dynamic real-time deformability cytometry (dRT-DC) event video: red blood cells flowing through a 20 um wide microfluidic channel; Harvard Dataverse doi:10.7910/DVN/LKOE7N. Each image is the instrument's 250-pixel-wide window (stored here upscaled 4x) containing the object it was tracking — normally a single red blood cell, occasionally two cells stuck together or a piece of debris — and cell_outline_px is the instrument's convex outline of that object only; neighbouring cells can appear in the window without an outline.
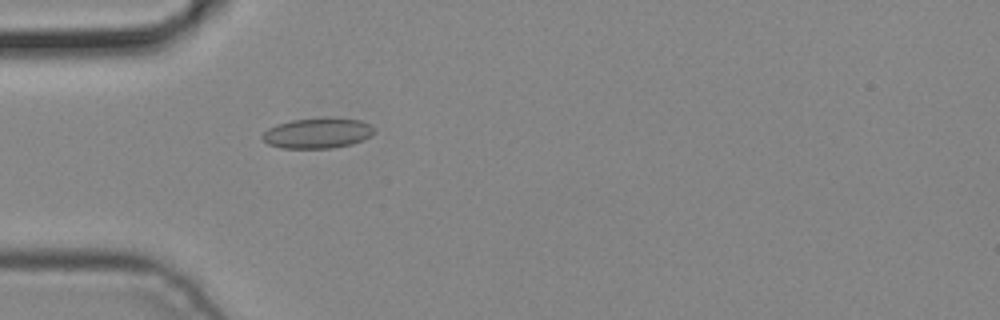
{"species": "common noctule bat (a hibernating species)", "species_latin": "Nyctalus noctula", "temperature_condition": "cold", "stored_images_in_passage": 1, "camera_frame_rate_fps": 3000, "um_per_image_px": 0.085, "animal": {"sex": "male", "body_mass_g": 19.2, "forearm_length_mm": 51.8}, "frame": {"image": 1, "passage_image": 1, "time_ms": 0.0, "image_size_px": [1000, 320], "cell_outline_px": [[376, 132], [352, 144], [332, 148], [280, 148], [268, 144], [260, 136], [268, 128], [276, 124], [292, 120], [332, 116], [360, 120], [368, 124]], "centroid_in_image_um": [26.96, 11.3], "position_along_channel_um": 58.0, "area_um2": 19.94}}